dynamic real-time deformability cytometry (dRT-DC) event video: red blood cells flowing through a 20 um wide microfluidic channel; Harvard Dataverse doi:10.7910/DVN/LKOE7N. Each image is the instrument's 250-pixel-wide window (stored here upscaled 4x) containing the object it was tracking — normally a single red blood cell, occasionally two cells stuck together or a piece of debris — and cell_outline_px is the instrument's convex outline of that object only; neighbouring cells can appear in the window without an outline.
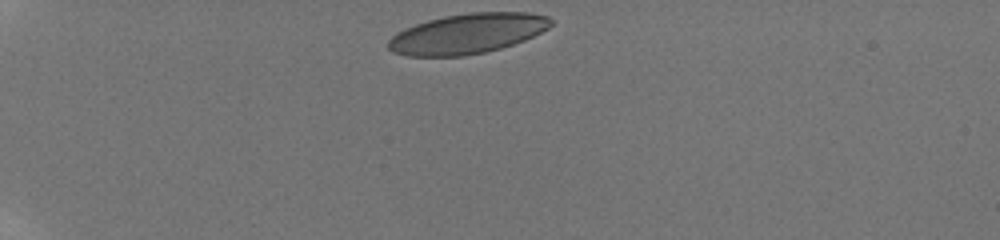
{"species": "human", "species_latin": "Homo sapiens", "temperature_condition": "room temperature", "stored_images_in_passage": 8, "camera_frame_rate_fps": 3000, "um_per_image_px": 0.085, "donor": {"sex": "male"}, "frame": {"image": 1, "passage_image": 1, "time_ms": 0.0, "image_size_px": [1000, 240], "cell_outline_px": [[552, 24], [548, 28], [524, 40], [500, 48], [484, 52], [464, 56], [408, 56], [392, 52], [388, 48], [388, 40], [396, 32], [404, 28], [428, 20], [444, 16], [468, 12], [528, 12], [548, 16], [552, 20]], "centroid_in_image_um": [39.7, 2.85], "position_along_channel_um": 45.3, "area_um2": 37.97}}
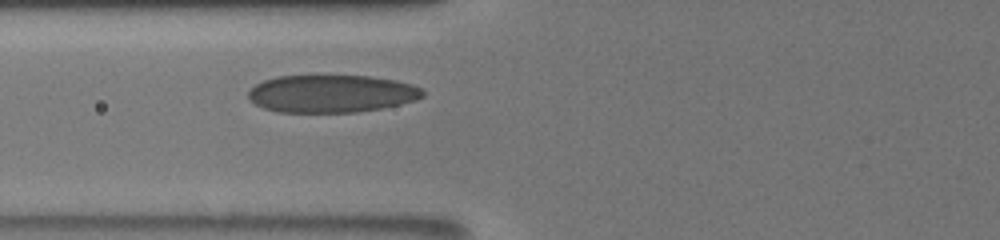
{"frame": {"image": 2, "passage_image": 8, "time_ms": 3.0, "image_size_px": [1000, 240], "cell_outline_px": [[424, 96], [416, 100], [400, 104], [380, 108], [356, 112], [276, 112], [264, 108], [248, 100], [248, 92], [256, 84], [264, 80], [276, 76], [368, 76], [396, 80], [412, 84], [424, 88]], "centroid_in_image_um": [28.19, 7.96], "position_along_channel_um": 97.6, "area_um2": 38.32}}